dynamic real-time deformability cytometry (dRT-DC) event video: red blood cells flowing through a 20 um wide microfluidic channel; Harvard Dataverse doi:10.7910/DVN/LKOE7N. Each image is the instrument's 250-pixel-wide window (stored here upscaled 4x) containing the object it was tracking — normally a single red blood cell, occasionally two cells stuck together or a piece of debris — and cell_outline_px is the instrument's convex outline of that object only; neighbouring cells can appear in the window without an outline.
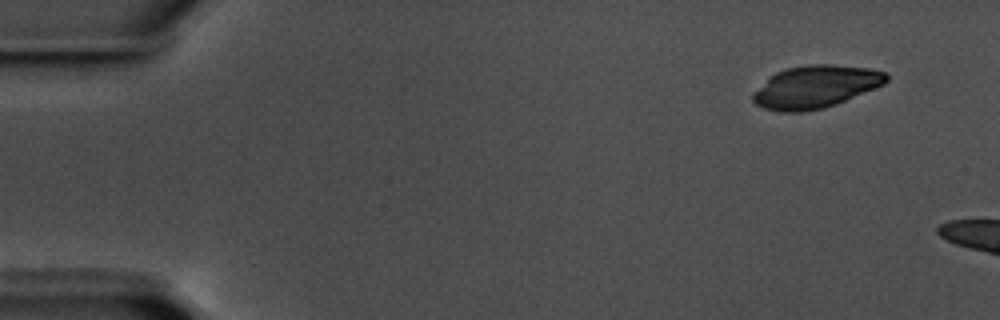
{"species": "common noctule bat (a hibernating species)", "species_latin": "Nyctalus noctula", "temperature_condition": "warm", "stored_images_in_passage": 7, "camera_frame_rate_fps": 3000, "um_per_image_px": 0.085, "animal": {"sex": "male", "body_mass_g": 17.5, "forearm_length_mm": 52.3}, "frame": {"image": 1, "passage_image": 1, "time_ms": 0.0, "image_size_px": [1000, 320], "cell_outline_px": [[888, 80], [884, 84], [836, 104], [824, 108], [804, 112], [780, 112], [764, 108], [756, 104], [752, 100], [752, 92], [776, 72], [784, 68], [808, 64], [828, 64], [868, 68], [884, 72], [888, 76]], "centroid_in_image_um": [69.29, 7.38], "position_along_channel_um": 15.7, "area_um2": 33.0}}